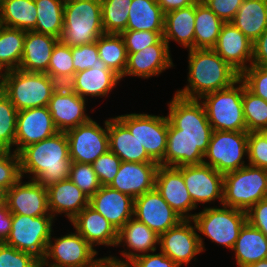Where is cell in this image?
Returning <instances> with one entry per match:
<instances>
[{"label": "cell", "instance_id": "obj_58", "mask_svg": "<svg viewBox=\"0 0 267 267\" xmlns=\"http://www.w3.org/2000/svg\"><path fill=\"white\" fill-rule=\"evenodd\" d=\"M92 267H133L131 262L121 261L109 256L99 258Z\"/></svg>", "mask_w": 267, "mask_h": 267}, {"label": "cell", "instance_id": "obj_34", "mask_svg": "<svg viewBox=\"0 0 267 267\" xmlns=\"http://www.w3.org/2000/svg\"><path fill=\"white\" fill-rule=\"evenodd\" d=\"M164 18L156 0H132L126 30L163 32Z\"/></svg>", "mask_w": 267, "mask_h": 267}, {"label": "cell", "instance_id": "obj_57", "mask_svg": "<svg viewBox=\"0 0 267 267\" xmlns=\"http://www.w3.org/2000/svg\"><path fill=\"white\" fill-rule=\"evenodd\" d=\"M164 14L192 5L196 0H156Z\"/></svg>", "mask_w": 267, "mask_h": 267}, {"label": "cell", "instance_id": "obj_7", "mask_svg": "<svg viewBox=\"0 0 267 267\" xmlns=\"http://www.w3.org/2000/svg\"><path fill=\"white\" fill-rule=\"evenodd\" d=\"M267 198V169L246 165L223 175L222 205L247 212Z\"/></svg>", "mask_w": 267, "mask_h": 267}, {"label": "cell", "instance_id": "obj_37", "mask_svg": "<svg viewBox=\"0 0 267 267\" xmlns=\"http://www.w3.org/2000/svg\"><path fill=\"white\" fill-rule=\"evenodd\" d=\"M25 36V30L5 26L0 28V75L19 68Z\"/></svg>", "mask_w": 267, "mask_h": 267}, {"label": "cell", "instance_id": "obj_17", "mask_svg": "<svg viewBox=\"0 0 267 267\" xmlns=\"http://www.w3.org/2000/svg\"><path fill=\"white\" fill-rule=\"evenodd\" d=\"M182 176L196 207L199 203L206 204L216 200L222 205L223 174L211 166L200 164L182 166Z\"/></svg>", "mask_w": 267, "mask_h": 267}, {"label": "cell", "instance_id": "obj_32", "mask_svg": "<svg viewBox=\"0 0 267 267\" xmlns=\"http://www.w3.org/2000/svg\"><path fill=\"white\" fill-rule=\"evenodd\" d=\"M234 251L238 267H247L252 263L267 259V237L248 222L241 228Z\"/></svg>", "mask_w": 267, "mask_h": 267}, {"label": "cell", "instance_id": "obj_47", "mask_svg": "<svg viewBox=\"0 0 267 267\" xmlns=\"http://www.w3.org/2000/svg\"><path fill=\"white\" fill-rule=\"evenodd\" d=\"M246 88L267 101V67L251 64L240 74Z\"/></svg>", "mask_w": 267, "mask_h": 267}, {"label": "cell", "instance_id": "obj_9", "mask_svg": "<svg viewBox=\"0 0 267 267\" xmlns=\"http://www.w3.org/2000/svg\"><path fill=\"white\" fill-rule=\"evenodd\" d=\"M54 220L56 218L52 215L31 217L12 214L11 231L4 243L30 253L41 261L45 256L48 241L54 233Z\"/></svg>", "mask_w": 267, "mask_h": 267}, {"label": "cell", "instance_id": "obj_28", "mask_svg": "<svg viewBox=\"0 0 267 267\" xmlns=\"http://www.w3.org/2000/svg\"><path fill=\"white\" fill-rule=\"evenodd\" d=\"M47 193L49 211L54 218L64 213L71 221L89 205V198L70 179L49 185Z\"/></svg>", "mask_w": 267, "mask_h": 267}, {"label": "cell", "instance_id": "obj_21", "mask_svg": "<svg viewBox=\"0 0 267 267\" xmlns=\"http://www.w3.org/2000/svg\"><path fill=\"white\" fill-rule=\"evenodd\" d=\"M252 45L253 43L232 22H225L212 49L241 74L252 63Z\"/></svg>", "mask_w": 267, "mask_h": 267}, {"label": "cell", "instance_id": "obj_49", "mask_svg": "<svg viewBox=\"0 0 267 267\" xmlns=\"http://www.w3.org/2000/svg\"><path fill=\"white\" fill-rule=\"evenodd\" d=\"M127 54L136 53L157 44L163 38V32L125 30L121 33Z\"/></svg>", "mask_w": 267, "mask_h": 267}, {"label": "cell", "instance_id": "obj_46", "mask_svg": "<svg viewBox=\"0 0 267 267\" xmlns=\"http://www.w3.org/2000/svg\"><path fill=\"white\" fill-rule=\"evenodd\" d=\"M121 162L115 153L108 151L91 164L101 186H109L112 183L119 171Z\"/></svg>", "mask_w": 267, "mask_h": 267}, {"label": "cell", "instance_id": "obj_51", "mask_svg": "<svg viewBox=\"0 0 267 267\" xmlns=\"http://www.w3.org/2000/svg\"><path fill=\"white\" fill-rule=\"evenodd\" d=\"M71 52L75 73L89 69L94 63H98L99 52L96 42L73 46Z\"/></svg>", "mask_w": 267, "mask_h": 267}, {"label": "cell", "instance_id": "obj_15", "mask_svg": "<svg viewBox=\"0 0 267 267\" xmlns=\"http://www.w3.org/2000/svg\"><path fill=\"white\" fill-rule=\"evenodd\" d=\"M134 218L146 224L159 236L183 220L156 188L134 199Z\"/></svg>", "mask_w": 267, "mask_h": 267}, {"label": "cell", "instance_id": "obj_3", "mask_svg": "<svg viewBox=\"0 0 267 267\" xmlns=\"http://www.w3.org/2000/svg\"><path fill=\"white\" fill-rule=\"evenodd\" d=\"M187 85L176 95L200 100L204 95L230 87L240 74L213 49L188 50Z\"/></svg>", "mask_w": 267, "mask_h": 267}, {"label": "cell", "instance_id": "obj_5", "mask_svg": "<svg viewBox=\"0 0 267 267\" xmlns=\"http://www.w3.org/2000/svg\"><path fill=\"white\" fill-rule=\"evenodd\" d=\"M104 33L101 1H65L61 42L70 47L91 44Z\"/></svg>", "mask_w": 267, "mask_h": 267}, {"label": "cell", "instance_id": "obj_20", "mask_svg": "<svg viewBox=\"0 0 267 267\" xmlns=\"http://www.w3.org/2000/svg\"><path fill=\"white\" fill-rule=\"evenodd\" d=\"M57 132L59 131L53 122L48 106L18 111L16 148L12 150L19 153L24 147L38 143Z\"/></svg>", "mask_w": 267, "mask_h": 267}, {"label": "cell", "instance_id": "obj_38", "mask_svg": "<svg viewBox=\"0 0 267 267\" xmlns=\"http://www.w3.org/2000/svg\"><path fill=\"white\" fill-rule=\"evenodd\" d=\"M65 0H35L37 22L32 30L60 39L63 31Z\"/></svg>", "mask_w": 267, "mask_h": 267}, {"label": "cell", "instance_id": "obj_12", "mask_svg": "<svg viewBox=\"0 0 267 267\" xmlns=\"http://www.w3.org/2000/svg\"><path fill=\"white\" fill-rule=\"evenodd\" d=\"M97 254L76 230L57 238L51 235L40 267H92Z\"/></svg>", "mask_w": 267, "mask_h": 267}, {"label": "cell", "instance_id": "obj_52", "mask_svg": "<svg viewBox=\"0 0 267 267\" xmlns=\"http://www.w3.org/2000/svg\"><path fill=\"white\" fill-rule=\"evenodd\" d=\"M224 22H231L244 0H201Z\"/></svg>", "mask_w": 267, "mask_h": 267}, {"label": "cell", "instance_id": "obj_59", "mask_svg": "<svg viewBox=\"0 0 267 267\" xmlns=\"http://www.w3.org/2000/svg\"><path fill=\"white\" fill-rule=\"evenodd\" d=\"M247 267H267V259L260 260L256 263H252Z\"/></svg>", "mask_w": 267, "mask_h": 267}, {"label": "cell", "instance_id": "obj_16", "mask_svg": "<svg viewBox=\"0 0 267 267\" xmlns=\"http://www.w3.org/2000/svg\"><path fill=\"white\" fill-rule=\"evenodd\" d=\"M86 101L67 84L59 85L49 100L48 109L60 132H67L91 119L86 114Z\"/></svg>", "mask_w": 267, "mask_h": 267}, {"label": "cell", "instance_id": "obj_36", "mask_svg": "<svg viewBox=\"0 0 267 267\" xmlns=\"http://www.w3.org/2000/svg\"><path fill=\"white\" fill-rule=\"evenodd\" d=\"M35 0H4L0 7L2 26L32 31L37 22Z\"/></svg>", "mask_w": 267, "mask_h": 267}, {"label": "cell", "instance_id": "obj_27", "mask_svg": "<svg viewBox=\"0 0 267 267\" xmlns=\"http://www.w3.org/2000/svg\"><path fill=\"white\" fill-rule=\"evenodd\" d=\"M73 228L95 249L96 245L116 246L118 231L90 205L70 221Z\"/></svg>", "mask_w": 267, "mask_h": 267}, {"label": "cell", "instance_id": "obj_56", "mask_svg": "<svg viewBox=\"0 0 267 267\" xmlns=\"http://www.w3.org/2000/svg\"><path fill=\"white\" fill-rule=\"evenodd\" d=\"M12 225V213L5 203L0 205V243L9 237Z\"/></svg>", "mask_w": 267, "mask_h": 267}, {"label": "cell", "instance_id": "obj_55", "mask_svg": "<svg viewBox=\"0 0 267 267\" xmlns=\"http://www.w3.org/2000/svg\"><path fill=\"white\" fill-rule=\"evenodd\" d=\"M253 65L267 67V28L260 37L253 42Z\"/></svg>", "mask_w": 267, "mask_h": 267}, {"label": "cell", "instance_id": "obj_40", "mask_svg": "<svg viewBox=\"0 0 267 267\" xmlns=\"http://www.w3.org/2000/svg\"><path fill=\"white\" fill-rule=\"evenodd\" d=\"M132 0H101L105 33L121 34L126 30Z\"/></svg>", "mask_w": 267, "mask_h": 267}, {"label": "cell", "instance_id": "obj_10", "mask_svg": "<svg viewBox=\"0 0 267 267\" xmlns=\"http://www.w3.org/2000/svg\"><path fill=\"white\" fill-rule=\"evenodd\" d=\"M248 134L240 131H213L203 164L223 175L248 165L244 161V156L248 157Z\"/></svg>", "mask_w": 267, "mask_h": 267}, {"label": "cell", "instance_id": "obj_63", "mask_svg": "<svg viewBox=\"0 0 267 267\" xmlns=\"http://www.w3.org/2000/svg\"><path fill=\"white\" fill-rule=\"evenodd\" d=\"M2 27V22H1V16H0V28Z\"/></svg>", "mask_w": 267, "mask_h": 267}, {"label": "cell", "instance_id": "obj_33", "mask_svg": "<svg viewBox=\"0 0 267 267\" xmlns=\"http://www.w3.org/2000/svg\"><path fill=\"white\" fill-rule=\"evenodd\" d=\"M231 22L253 43L267 28V0H244Z\"/></svg>", "mask_w": 267, "mask_h": 267}, {"label": "cell", "instance_id": "obj_30", "mask_svg": "<svg viewBox=\"0 0 267 267\" xmlns=\"http://www.w3.org/2000/svg\"><path fill=\"white\" fill-rule=\"evenodd\" d=\"M109 151L115 153L121 161L137 163L154 162L136 137L116 118L108 119Z\"/></svg>", "mask_w": 267, "mask_h": 267}, {"label": "cell", "instance_id": "obj_11", "mask_svg": "<svg viewBox=\"0 0 267 267\" xmlns=\"http://www.w3.org/2000/svg\"><path fill=\"white\" fill-rule=\"evenodd\" d=\"M115 117L136 137L154 162L163 161L169 127L167 115L131 113Z\"/></svg>", "mask_w": 267, "mask_h": 267}, {"label": "cell", "instance_id": "obj_26", "mask_svg": "<svg viewBox=\"0 0 267 267\" xmlns=\"http://www.w3.org/2000/svg\"><path fill=\"white\" fill-rule=\"evenodd\" d=\"M89 205L119 231L134 217V198L109 186H101L89 199Z\"/></svg>", "mask_w": 267, "mask_h": 267}, {"label": "cell", "instance_id": "obj_53", "mask_svg": "<svg viewBox=\"0 0 267 267\" xmlns=\"http://www.w3.org/2000/svg\"><path fill=\"white\" fill-rule=\"evenodd\" d=\"M247 222L267 237V198L260 200L247 212Z\"/></svg>", "mask_w": 267, "mask_h": 267}, {"label": "cell", "instance_id": "obj_19", "mask_svg": "<svg viewBox=\"0 0 267 267\" xmlns=\"http://www.w3.org/2000/svg\"><path fill=\"white\" fill-rule=\"evenodd\" d=\"M22 179L23 177L5 192V204L11 213L31 217L51 215L47 188L35 180L22 182Z\"/></svg>", "mask_w": 267, "mask_h": 267}, {"label": "cell", "instance_id": "obj_35", "mask_svg": "<svg viewBox=\"0 0 267 267\" xmlns=\"http://www.w3.org/2000/svg\"><path fill=\"white\" fill-rule=\"evenodd\" d=\"M224 23L205 3L196 0L194 49H212Z\"/></svg>", "mask_w": 267, "mask_h": 267}, {"label": "cell", "instance_id": "obj_8", "mask_svg": "<svg viewBox=\"0 0 267 267\" xmlns=\"http://www.w3.org/2000/svg\"><path fill=\"white\" fill-rule=\"evenodd\" d=\"M197 231L212 242L233 249L239 232L247 222L245 211L222 205L204 207L192 219Z\"/></svg>", "mask_w": 267, "mask_h": 267}, {"label": "cell", "instance_id": "obj_44", "mask_svg": "<svg viewBox=\"0 0 267 267\" xmlns=\"http://www.w3.org/2000/svg\"><path fill=\"white\" fill-rule=\"evenodd\" d=\"M69 179L90 199L101 187L91 164L72 162Z\"/></svg>", "mask_w": 267, "mask_h": 267}, {"label": "cell", "instance_id": "obj_6", "mask_svg": "<svg viewBox=\"0 0 267 267\" xmlns=\"http://www.w3.org/2000/svg\"><path fill=\"white\" fill-rule=\"evenodd\" d=\"M242 94L243 81L239 78L230 87L206 94L200 99L213 131L247 132Z\"/></svg>", "mask_w": 267, "mask_h": 267}, {"label": "cell", "instance_id": "obj_48", "mask_svg": "<svg viewBox=\"0 0 267 267\" xmlns=\"http://www.w3.org/2000/svg\"><path fill=\"white\" fill-rule=\"evenodd\" d=\"M0 267H40V261L30 253L0 243Z\"/></svg>", "mask_w": 267, "mask_h": 267}, {"label": "cell", "instance_id": "obj_18", "mask_svg": "<svg viewBox=\"0 0 267 267\" xmlns=\"http://www.w3.org/2000/svg\"><path fill=\"white\" fill-rule=\"evenodd\" d=\"M155 188L170 207L183 219H193L190 211L197 209L182 176V166L159 165ZM190 212V213H189Z\"/></svg>", "mask_w": 267, "mask_h": 267}, {"label": "cell", "instance_id": "obj_45", "mask_svg": "<svg viewBox=\"0 0 267 267\" xmlns=\"http://www.w3.org/2000/svg\"><path fill=\"white\" fill-rule=\"evenodd\" d=\"M21 177L18 153L12 150H0V188L6 192Z\"/></svg>", "mask_w": 267, "mask_h": 267}, {"label": "cell", "instance_id": "obj_31", "mask_svg": "<svg viewBox=\"0 0 267 267\" xmlns=\"http://www.w3.org/2000/svg\"><path fill=\"white\" fill-rule=\"evenodd\" d=\"M195 2L185 8L167 12L164 18L163 38L170 49V40L188 50L194 49Z\"/></svg>", "mask_w": 267, "mask_h": 267}, {"label": "cell", "instance_id": "obj_2", "mask_svg": "<svg viewBox=\"0 0 267 267\" xmlns=\"http://www.w3.org/2000/svg\"><path fill=\"white\" fill-rule=\"evenodd\" d=\"M18 155L22 177L29 175V179L46 188L69 179L72 161L65 132L59 131L38 143L24 147Z\"/></svg>", "mask_w": 267, "mask_h": 267}, {"label": "cell", "instance_id": "obj_41", "mask_svg": "<svg viewBox=\"0 0 267 267\" xmlns=\"http://www.w3.org/2000/svg\"><path fill=\"white\" fill-rule=\"evenodd\" d=\"M242 103L247 132L267 128V101L250 92L244 82Z\"/></svg>", "mask_w": 267, "mask_h": 267}, {"label": "cell", "instance_id": "obj_24", "mask_svg": "<svg viewBox=\"0 0 267 267\" xmlns=\"http://www.w3.org/2000/svg\"><path fill=\"white\" fill-rule=\"evenodd\" d=\"M158 163L122 161L116 177L109 187L136 199L155 188Z\"/></svg>", "mask_w": 267, "mask_h": 267}, {"label": "cell", "instance_id": "obj_25", "mask_svg": "<svg viewBox=\"0 0 267 267\" xmlns=\"http://www.w3.org/2000/svg\"><path fill=\"white\" fill-rule=\"evenodd\" d=\"M120 245L127 248L120 251V255L124 258H118L113 255L110 256L117 260L131 262L139 256L156 251L159 247L157 246L159 245V235L151 230L146 224L132 217L118 231V241L116 246L119 247Z\"/></svg>", "mask_w": 267, "mask_h": 267}, {"label": "cell", "instance_id": "obj_1", "mask_svg": "<svg viewBox=\"0 0 267 267\" xmlns=\"http://www.w3.org/2000/svg\"><path fill=\"white\" fill-rule=\"evenodd\" d=\"M167 105V148L159 165L180 167L203 164L213 132L203 103L174 93Z\"/></svg>", "mask_w": 267, "mask_h": 267}, {"label": "cell", "instance_id": "obj_4", "mask_svg": "<svg viewBox=\"0 0 267 267\" xmlns=\"http://www.w3.org/2000/svg\"><path fill=\"white\" fill-rule=\"evenodd\" d=\"M59 85L47 73L16 69L0 75V89L18 111L48 106Z\"/></svg>", "mask_w": 267, "mask_h": 267}, {"label": "cell", "instance_id": "obj_29", "mask_svg": "<svg viewBox=\"0 0 267 267\" xmlns=\"http://www.w3.org/2000/svg\"><path fill=\"white\" fill-rule=\"evenodd\" d=\"M58 38L34 31H26L23 56L19 70L25 72L47 73L52 51Z\"/></svg>", "mask_w": 267, "mask_h": 267}, {"label": "cell", "instance_id": "obj_50", "mask_svg": "<svg viewBox=\"0 0 267 267\" xmlns=\"http://www.w3.org/2000/svg\"><path fill=\"white\" fill-rule=\"evenodd\" d=\"M248 165L267 169V142L259 132L248 134Z\"/></svg>", "mask_w": 267, "mask_h": 267}, {"label": "cell", "instance_id": "obj_13", "mask_svg": "<svg viewBox=\"0 0 267 267\" xmlns=\"http://www.w3.org/2000/svg\"><path fill=\"white\" fill-rule=\"evenodd\" d=\"M104 128L96 121L80 124L66 133L69 142V157L72 162L92 164L100 155L109 151L108 120Z\"/></svg>", "mask_w": 267, "mask_h": 267}, {"label": "cell", "instance_id": "obj_22", "mask_svg": "<svg viewBox=\"0 0 267 267\" xmlns=\"http://www.w3.org/2000/svg\"><path fill=\"white\" fill-rule=\"evenodd\" d=\"M170 49L162 38L157 44L148 46L136 53H130L127 57V65L122 76H137L149 79L158 76L166 69L173 67Z\"/></svg>", "mask_w": 267, "mask_h": 267}, {"label": "cell", "instance_id": "obj_60", "mask_svg": "<svg viewBox=\"0 0 267 267\" xmlns=\"http://www.w3.org/2000/svg\"><path fill=\"white\" fill-rule=\"evenodd\" d=\"M5 203V191L0 188V205Z\"/></svg>", "mask_w": 267, "mask_h": 267}, {"label": "cell", "instance_id": "obj_61", "mask_svg": "<svg viewBox=\"0 0 267 267\" xmlns=\"http://www.w3.org/2000/svg\"><path fill=\"white\" fill-rule=\"evenodd\" d=\"M258 132L264 137L267 142V128L261 129Z\"/></svg>", "mask_w": 267, "mask_h": 267}, {"label": "cell", "instance_id": "obj_62", "mask_svg": "<svg viewBox=\"0 0 267 267\" xmlns=\"http://www.w3.org/2000/svg\"><path fill=\"white\" fill-rule=\"evenodd\" d=\"M3 2H4V0H0V7L2 6Z\"/></svg>", "mask_w": 267, "mask_h": 267}, {"label": "cell", "instance_id": "obj_14", "mask_svg": "<svg viewBox=\"0 0 267 267\" xmlns=\"http://www.w3.org/2000/svg\"><path fill=\"white\" fill-rule=\"evenodd\" d=\"M159 246V250L179 267L190 264L191 260H196V255L206 250L203 238L198 234L192 219H183L178 225L161 234Z\"/></svg>", "mask_w": 267, "mask_h": 267}, {"label": "cell", "instance_id": "obj_54", "mask_svg": "<svg viewBox=\"0 0 267 267\" xmlns=\"http://www.w3.org/2000/svg\"><path fill=\"white\" fill-rule=\"evenodd\" d=\"M148 253L139 256L131 261L133 267H179L163 252L160 253Z\"/></svg>", "mask_w": 267, "mask_h": 267}, {"label": "cell", "instance_id": "obj_42", "mask_svg": "<svg viewBox=\"0 0 267 267\" xmlns=\"http://www.w3.org/2000/svg\"><path fill=\"white\" fill-rule=\"evenodd\" d=\"M47 74L61 85H66L75 74L71 47L60 40L52 51Z\"/></svg>", "mask_w": 267, "mask_h": 267}, {"label": "cell", "instance_id": "obj_43", "mask_svg": "<svg viewBox=\"0 0 267 267\" xmlns=\"http://www.w3.org/2000/svg\"><path fill=\"white\" fill-rule=\"evenodd\" d=\"M18 110L0 89V150L15 147Z\"/></svg>", "mask_w": 267, "mask_h": 267}, {"label": "cell", "instance_id": "obj_39", "mask_svg": "<svg viewBox=\"0 0 267 267\" xmlns=\"http://www.w3.org/2000/svg\"><path fill=\"white\" fill-rule=\"evenodd\" d=\"M99 58L121 78L127 65V49L121 34L104 33L97 41Z\"/></svg>", "mask_w": 267, "mask_h": 267}, {"label": "cell", "instance_id": "obj_23", "mask_svg": "<svg viewBox=\"0 0 267 267\" xmlns=\"http://www.w3.org/2000/svg\"><path fill=\"white\" fill-rule=\"evenodd\" d=\"M120 81L121 77L98 58V63L91 68L76 72L67 85L81 98L87 99L88 96H108Z\"/></svg>", "mask_w": 267, "mask_h": 267}]
</instances>
